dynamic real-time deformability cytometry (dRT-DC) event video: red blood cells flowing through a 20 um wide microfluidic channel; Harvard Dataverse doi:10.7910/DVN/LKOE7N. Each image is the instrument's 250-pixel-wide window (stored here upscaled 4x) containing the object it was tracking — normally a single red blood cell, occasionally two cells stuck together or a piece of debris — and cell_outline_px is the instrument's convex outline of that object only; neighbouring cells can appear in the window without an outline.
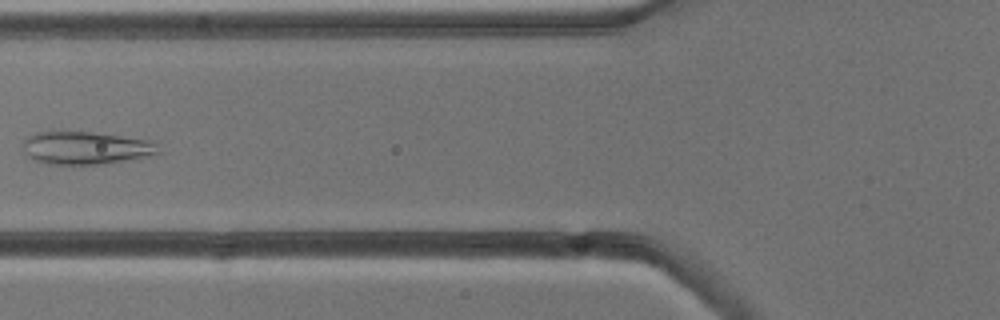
{"species": "common noctule bat (a hibernating species)", "species_latin": "Nyctalus noctula", "temperature_condition": "cold", "stored_images_in_passage": 8, "camera_frame_rate_fps": 3000, "um_per_image_px": 0.085, "animal": {"sex": "male", "body_mass_g": 13.3}, "frame": {"image": 1, "passage_image": 6, "time_ms": 6.667, "image_size_px": [1000, 320], "cell_outline_px": [[160, 152], [108, 164], [48, 164], [32, 160], [28, 156], [24, 148], [24, 140], [28, 136], [36, 132], [92, 132], [156, 140]], "centroid_in_image_um": [7.31, 12.57], "position_along_channel_um": 118.5, "area_um2": 25.89}}